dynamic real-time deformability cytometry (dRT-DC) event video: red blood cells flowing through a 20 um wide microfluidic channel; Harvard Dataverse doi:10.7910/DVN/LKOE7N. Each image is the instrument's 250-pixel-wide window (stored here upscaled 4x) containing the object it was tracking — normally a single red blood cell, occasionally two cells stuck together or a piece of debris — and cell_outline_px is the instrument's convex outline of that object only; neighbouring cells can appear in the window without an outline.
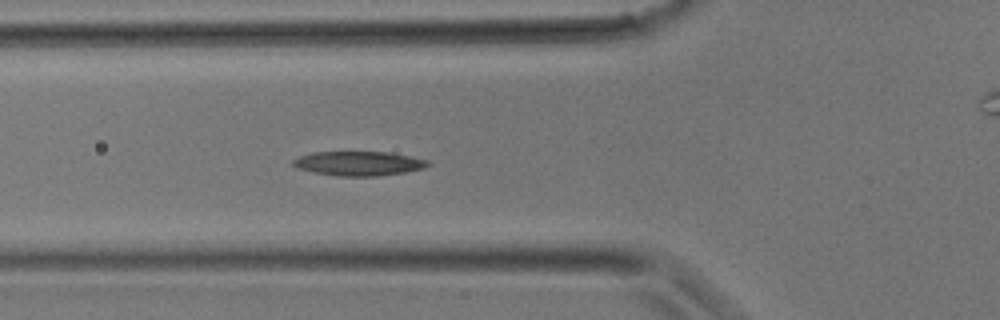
{"species": "common noctule bat (a hibernating species)", "species_latin": "Nyctalus noctula", "temperature_condition": "room temperature", "stored_images_in_passage": 33, "camera_frame_rate_fps": 3000, "um_per_image_px": 0.085, "animal": {"sex": "male", "body_mass_g": 17.9}, "frame": {"image": 1, "passage_image": 11, "time_ms": 3.333, "image_size_px": [1000, 320], "cell_outline_px": [[432, 164], [424, 168], [404, 172], [380, 176], [340, 176], [316, 172], [296, 168], [292, 164], [292, 160], [300, 156], [312, 152], [388, 152], [428, 160]], "centroid_in_image_um": [30.5, 13.89], "position_along_channel_um": 95.3, "area_um2": 19.02}}
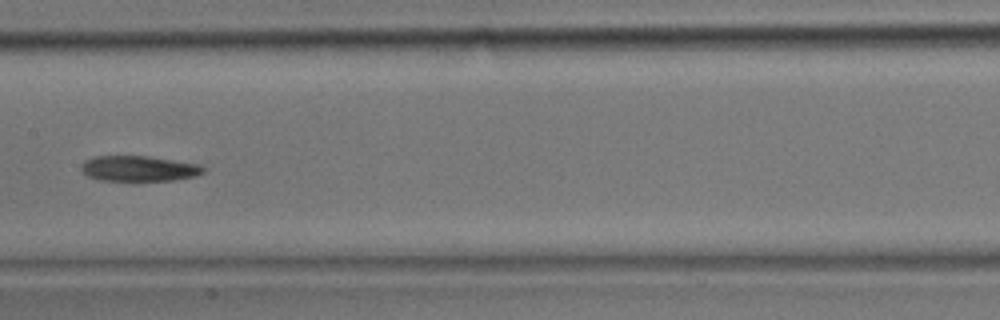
{"frame": {"image": 2, "passage_image": 16, "time_ms": 5.0, "image_size_px": [1000, 320], "cell_outline_px": [[208, 168], [204, 172], [196, 176], [172, 180], [100, 180], [88, 176], [80, 168], [84, 160], [92, 156], [148, 156], [200, 164]], "centroid_in_image_um": [11.83, 14.31], "position_along_channel_um": 195.6, "area_um2": 18.15}}
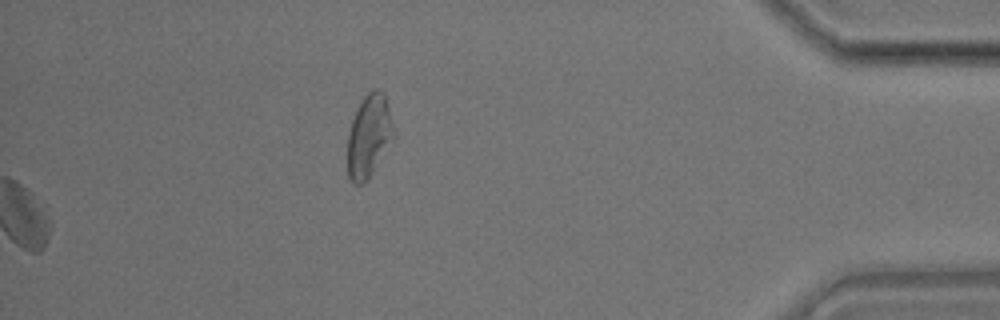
{"frame": {"image": 3, "passage_image": 33, "time_ms": 10.667, "image_size_px": [1000, 320], "cell_outline_px": [[396, 136], [364, 184], [352, 184], [348, 176], [348, 132], [352, 120], [364, 96], [368, 92], [376, 88], [384, 92], [388, 104]], "centroid_in_image_um": [31.38, 11.56], "position_along_channel_um": 403.8, "area_um2": 22.25}}